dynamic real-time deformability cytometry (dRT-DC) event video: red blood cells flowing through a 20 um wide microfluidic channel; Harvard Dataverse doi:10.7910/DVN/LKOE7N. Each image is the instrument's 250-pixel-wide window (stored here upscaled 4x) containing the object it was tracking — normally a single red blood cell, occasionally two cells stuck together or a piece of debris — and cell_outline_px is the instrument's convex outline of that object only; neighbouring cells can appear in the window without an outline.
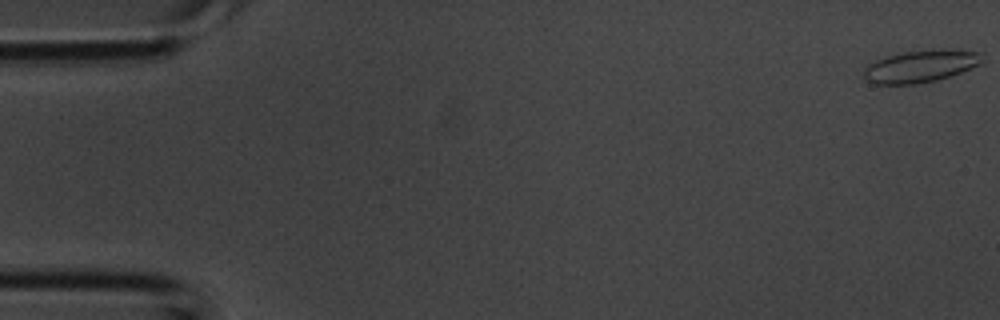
{"species": "common noctule bat (a hibernating species)", "species_latin": "Nyctalus noctula", "temperature_condition": "room temperature", "stored_images_in_passage": 39, "camera_frame_rate_fps": 3000, "um_per_image_px": 0.085, "animal": {"sex": "male", "body_mass_g": 20.1, "forearm_length_mm": 53.5}, "frame": {"image": 1, "passage_image": 1, "time_ms": 0.0, "image_size_px": [1000, 320], "cell_outline_px": [[984, 60], [980, 64], [960, 72], [936, 80], [912, 84], [872, 84], [864, 80], [864, 68], [868, 64], [884, 56], [904, 52], [984, 52]], "centroid_in_image_um": [78.15, 5.68], "position_along_channel_um": 6.8, "area_um2": 21.33}}
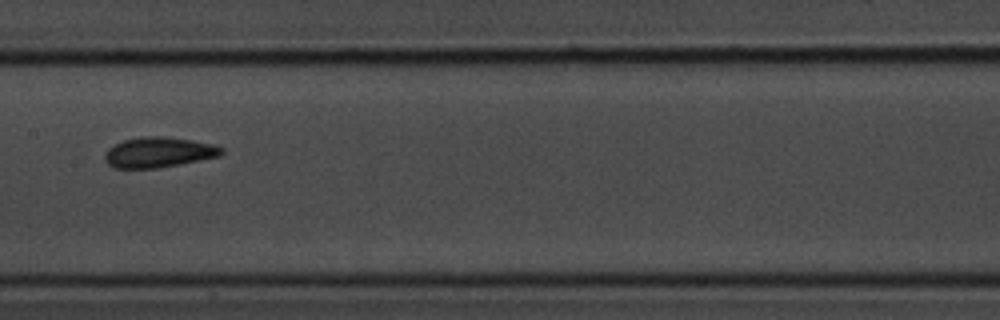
{"frame": {"image": 2, "passage_image": 20, "time_ms": 6.333, "image_size_px": [1000, 320], "cell_outline_px": [[224, 152], [220, 156], [200, 160], [156, 168], [112, 168], [104, 160], [104, 156], [108, 148], [124, 140], [144, 136], [160, 136], [188, 140], [212, 144], [224, 148]], "centroid_in_image_um": [13.46, 12.95], "position_along_channel_um": 193.9, "area_um2": 20.4}}
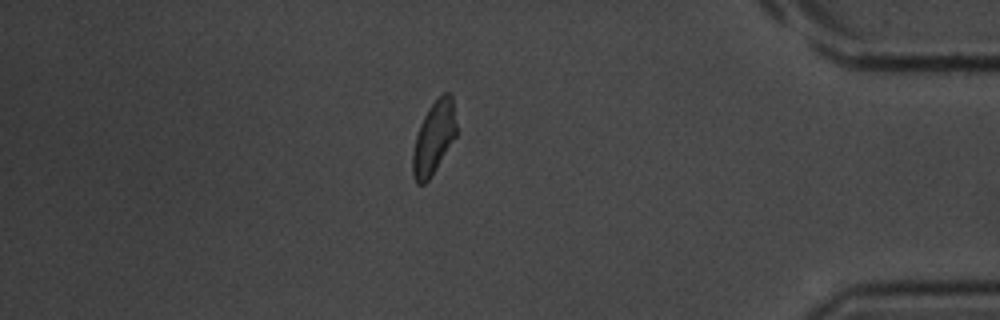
{"frame": {"image": 3, "passage_image": 34, "time_ms": 11.0, "image_size_px": [1000, 320], "cell_outline_px": [[456, 136], [436, 168], [428, 180], [424, 184], [416, 184], [412, 176], [412, 152], [416, 136], [420, 124], [428, 108], [444, 92], [448, 92], [452, 96], [456, 124]], "centroid_in_image_um": [36.85, 11.73], "position_along_channel_um": 398.3, "area_um2": 18.38}}